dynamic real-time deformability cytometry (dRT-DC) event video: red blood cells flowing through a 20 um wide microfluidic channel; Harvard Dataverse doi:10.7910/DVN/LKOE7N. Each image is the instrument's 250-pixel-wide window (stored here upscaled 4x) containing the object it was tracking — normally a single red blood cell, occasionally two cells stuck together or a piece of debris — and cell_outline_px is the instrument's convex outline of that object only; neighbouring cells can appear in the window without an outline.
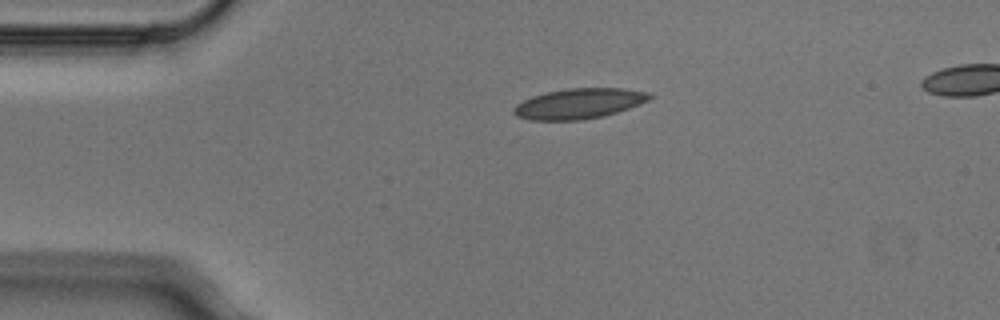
{"species": "Egyptian fruit bat (a non-hibernating species)", "species_latin": "Rousettus aegyptiacus", "temperature_condition": "cold", "stored_images_in_passage": 3, "segment_of_instrument_passage": [1, 2], "camera_frame_rate_fps": 3000, "um_per_image_px": 0.085, "animal": {"sex": "male"}, "frame": {"image": 1, "passage_image": 1, "time_ms": 0.0, "image_size_px": [1000, 320], "cell_outline_px": [[656, 96], [640, 104], [604, 116], [580, 120], [528, 120], [516, 116], [512, 112], [512, 108], [516, 104], [532, 96], [548, 92], [568, 88], [624, 88], [652, 92]], "centroid_in_image_um": [49.24, 8.8], "position_along_channel_um": 35.8, "area_um2": 24.22}}